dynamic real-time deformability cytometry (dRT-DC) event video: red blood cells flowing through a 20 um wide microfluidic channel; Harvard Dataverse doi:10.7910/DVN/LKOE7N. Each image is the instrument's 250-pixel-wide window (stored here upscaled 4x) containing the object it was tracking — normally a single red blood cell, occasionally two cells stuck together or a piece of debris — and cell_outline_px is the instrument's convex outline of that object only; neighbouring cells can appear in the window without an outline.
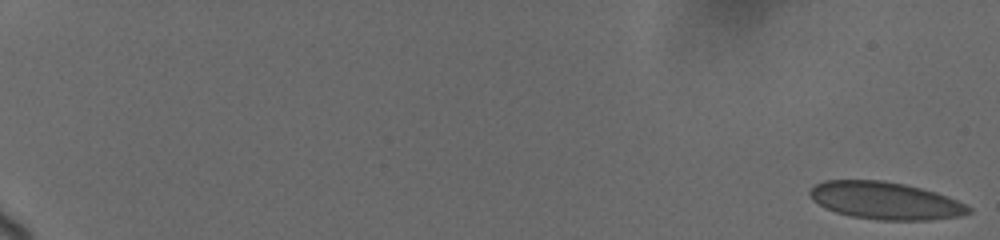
{"species": "human", "species_latin": "Homo sapiens", "temperature_condition": "cold", "stored_images_in_passage": 56, "camera_frame_rate_fps": 3000, "um_per_image_px": 0.085, "donor": {"sex": "female"}, "frame": {"image": 1, "passage_image": 1, "time_ms": 0.0, "image_size_px": [1000, 240], "cell_outline_px": [[972, 212], [960, 216], [928, 220], [876, 220], [852, 216], [836, 212], [812, 200], [808, 192], [816, 184], [824, 180], [880, 180], [904, 184], [936, 192], [956, 200], [972, 208]], "centroid_in_image_um": [75.25, 17.06], "position_along_channel_um": 9.7, "area_um2": 34.39}}
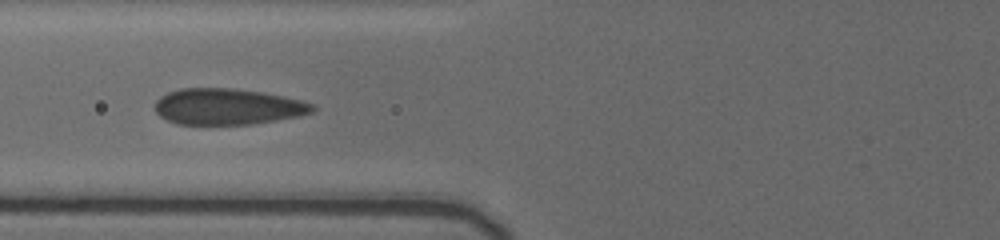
{"frame": {"image": 2, "passage_image": 52, "time_ms": 8.667, "image_size_px": [1000, 240], "cell_outline_px": [[316, 108], [312, 112], [300, 116], [252, 124], [176, 124], [160, 116], [156, 112], [156, 100], [160, 96], [168, 92], [180, 88], [232, 88], [260, 92], [300, 100], [312, 104]], "centroid_in_image_um": [19.32, 9.06], "position_along_channel_um": 106.5, "area_um2": 32.95}}
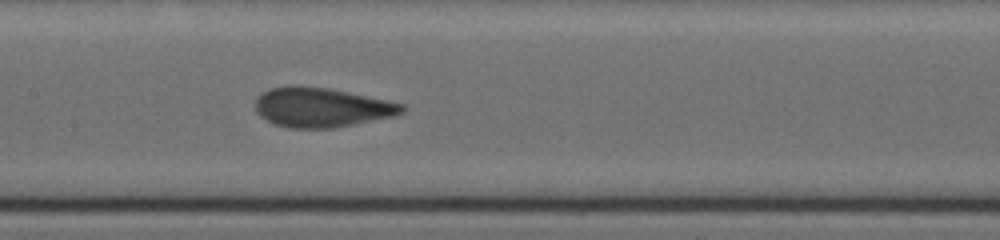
{"frame": {"image": 3, "passage_image": 56, "time_ms": 10.667, "image_size_px": [1000, 240], "cell_outline_px": [[404, 112], [392, 116], [332, 128], [292, 128], [276, 124], [260, 116], [256, 112], [256, 96], [272, 88], [288, 84], [328, 88], [388, 100], [404, 104]], "centroid_in_image_um": [27.3, 9.11], "position_along_channel_um": 180.1, "area_um2": 33.52}}